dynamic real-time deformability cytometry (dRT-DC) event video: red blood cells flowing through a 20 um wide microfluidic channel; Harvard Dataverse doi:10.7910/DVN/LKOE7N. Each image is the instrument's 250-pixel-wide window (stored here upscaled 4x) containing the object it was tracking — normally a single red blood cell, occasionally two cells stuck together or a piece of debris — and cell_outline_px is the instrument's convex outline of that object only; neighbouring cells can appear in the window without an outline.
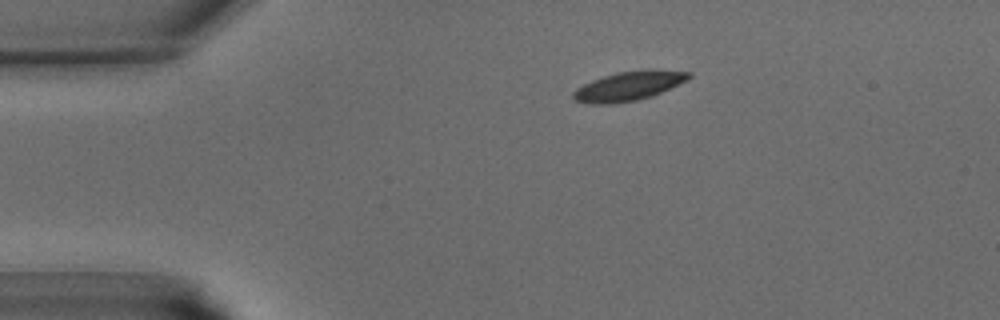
{"species": "common noctule bat (a hibernating species)", "species_latin": "Nyctalus noctula", "temperature_condition": "warm", "stored_images_in_passage": 36, "camera_frame_rate_fps": 3000, "um_per_image_px": 0.085, "animal": {"sex": "male", "body_mass_g": 15.6}, "frame": {"image": 1, "passage_image": 2, "time_ms": 0.333, "image_size_px": [1000, 320], "cell_outline_px": [[692, 76], [688, 80], [652, 96], [636, 100], [612, 104], [588, 104], [572, 100], [572, 92], [576, 88], [592, 80], [616, 72], [648, 68], [652, 68], [692, 72]], "centroid_in_image_um": [53.44, 7.29], "position_along_channel_um": 31.6, "area_um2": 20.11}}
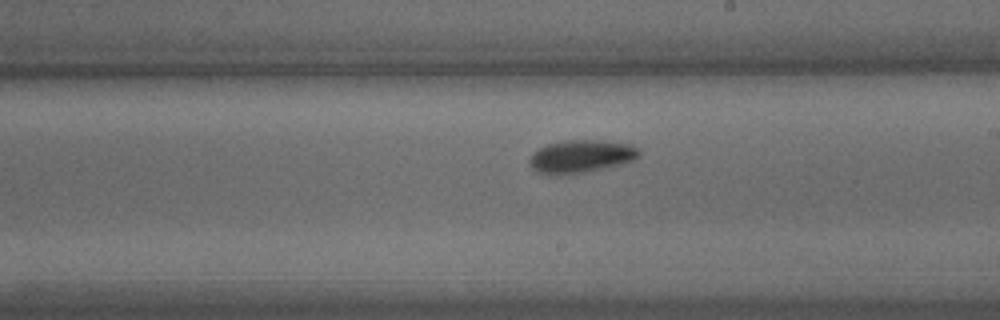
{"frame": {"image": 2, "passage_image": 18, "time_ms": 5.667, "image_size_px": [1000, 320], "cell_outline_px": [[640, 156], [632, 160], [620, 164], [604, 168], [584, 172], [552, 176], [544, 176], [536, 172], [528, 164], [528, 160], [532, 152], [548, 144], [564, 140], [596, 140], [632, 144], [640, 148]], "centroid_in_image_um": [49.34, 13.3], "position_along_channel_um": 239.7, "area_um2": 21.33}}
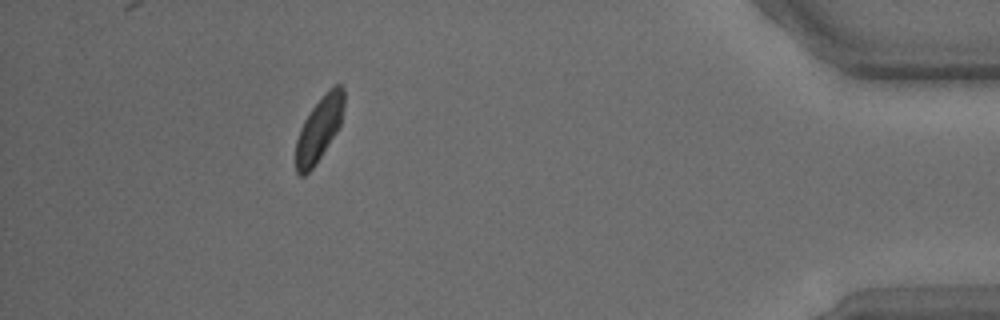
{"frame": {"image": 3, "passage_image": 32, "time_ms": 10.333, "image_size_px": [1000, 320], "cell_outline_px": [[344, 104], [340, 124], [336, 132], [316, 164], [304, 176], [300, 176], [296, 172], [296, 140], [300, 128], [304, 120], [312, 108], [332, 84], [340, 84], [344, 88]], "centroid_in_image_um": [27.12, 10.94], "position_along_channel_um": 408.1, "area_um2": 17.98}}